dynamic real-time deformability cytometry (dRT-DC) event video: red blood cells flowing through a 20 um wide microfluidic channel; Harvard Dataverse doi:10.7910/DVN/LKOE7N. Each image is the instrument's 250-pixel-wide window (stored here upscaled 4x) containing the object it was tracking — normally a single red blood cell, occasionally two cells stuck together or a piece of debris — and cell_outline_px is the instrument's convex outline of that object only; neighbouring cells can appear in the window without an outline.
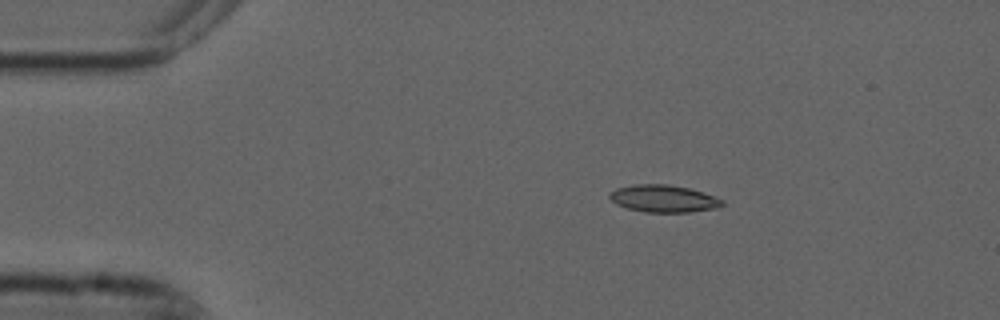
{"species": "common noctule bat (a hibernating species)", "species_latin": "Nyctalus noctula", "temperature_condition": "cold", "stored_images_in_passage": 8, "camera_frame_rate_fps": 3000, "um_per_image_px": 0.085, "animal": {"sex": "male", "forearm_length_mm": 52.5}, "frame": {"image": 1, "passage_image": 2, "time_ms": 0.333, "image_size_px": [1000, 320], "cell_outline_px": [[724, 204], [720, 208], [688, 212], [644, 212], [628, 208], [616, 204], [608, 196], [608, 192], [616, 188], [632, 184], [668, 184], [688, 188], [704, 192], [724, 200]], "centroid_in_image_um": [56.41, 16.88], "position_along_channel_um": 28.6, "area_um2": 18.09}}
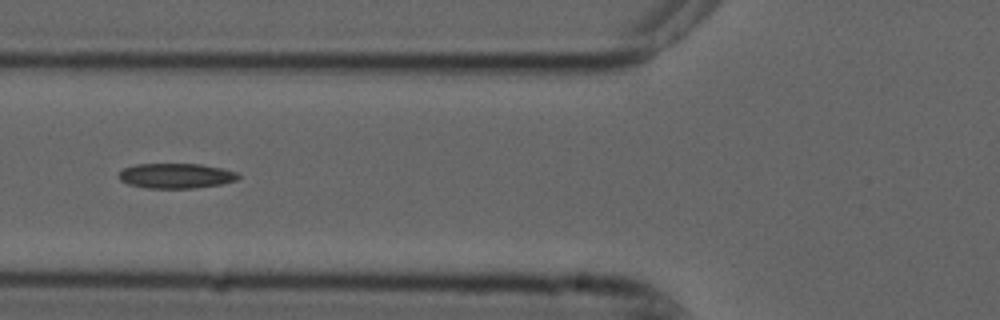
{"frame": {"image": 2, "passage_image": 5, "time_ms": 1.333, "image_size_px": [1000, 320], "cell_outline_px": [[240, 176], [236, 180], [220, 184], [192, 188], [148, 188], [128, 184], [120, 180], [116, 176], [124, 168], [136, 164], [200, 164], [220, 168], [236, 172]], "centroid_in_image_um": [14.91, 14.94], "position_along_channel_um": 110.9, "area_um2": 17.28}}
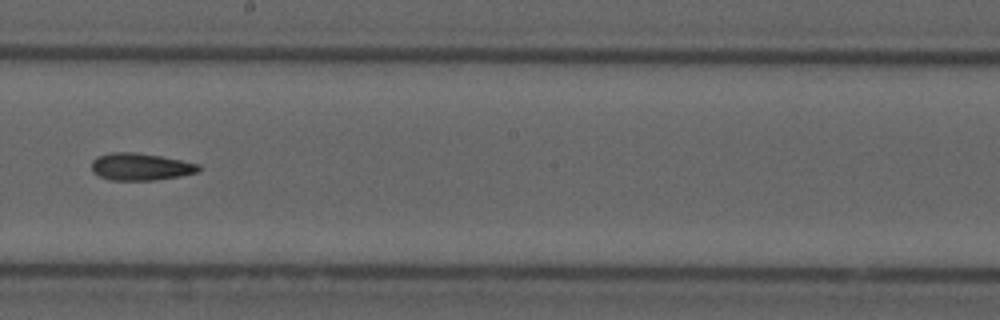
{"frame": {"image": 3, "passage_image": 8, "time_ms": 2.333, "image_size_px": [1000, 320], "cell_outline_px": [[200, 168], [196, 172], [180, 176], [156, 180], [112, 180], [100, 176], [92, 172], [92, 160], [96, 156], [112, 152], [136, 152], [160, 156], [200, 164]], "centroid_in_image_um": [11.92, 14.17], "position_along_channel_um": 236.3, "area_um2": 16.94}}